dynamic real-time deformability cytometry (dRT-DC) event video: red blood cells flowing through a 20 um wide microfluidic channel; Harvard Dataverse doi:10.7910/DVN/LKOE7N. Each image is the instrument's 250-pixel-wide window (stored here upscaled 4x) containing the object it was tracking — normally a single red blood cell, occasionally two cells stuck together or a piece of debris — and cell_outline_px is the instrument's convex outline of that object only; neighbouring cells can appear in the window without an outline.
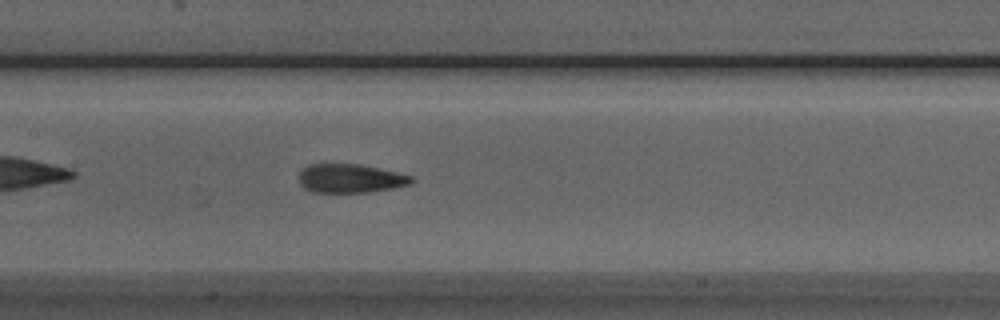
{"species": "Egyptian fruit bat (a non-hibernating species)", "species_latin": "Rousettus aegyptiacus", "temperature_condition": "room temperature", "stored_images_in_passage": 36, "camera_frame_rate_fps": 3000, "um_per_image_px": 0.085, "animal": {"sex": "male"}, "frame": {"image": 1, "passage_image": 9, "time_ms": 2.667, "image_size_px": [1000, 320], "cell_outline_px": [[416, 180], [412, 184], [396, 188], [368, 192], [312, 192], [304, 188], [300, 184], [300, 172], [308, 164], [360, 164], [396, 172], [412, 176]], "centroid_in_image_um": [29.82, 15.17], "position_along_channel_um": 177.6, "area_um2": 18.96}}
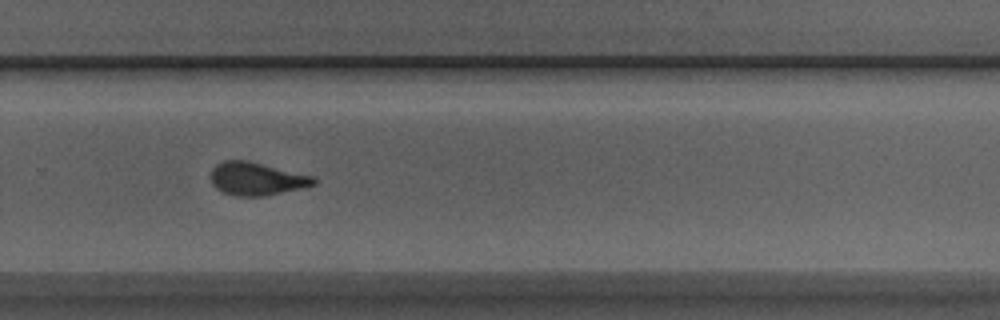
{"frame": {"image": 2, "passage_image": 19, "time_ms": 6.0, "image_size_px": [1000, 320], "cell_outline_px": [[316, 184], [304, 188], [264, 196], [236, 196], [224, 192], [216, 188], [212, 184], [212, 168], [216, 164], [224, 160], [248, 160], [312, 176], [316, 180]], "centroid_in_image_um": [21.81, 15.2], "position_along_channel_um": 308.0, "area_um2": 19.71}}
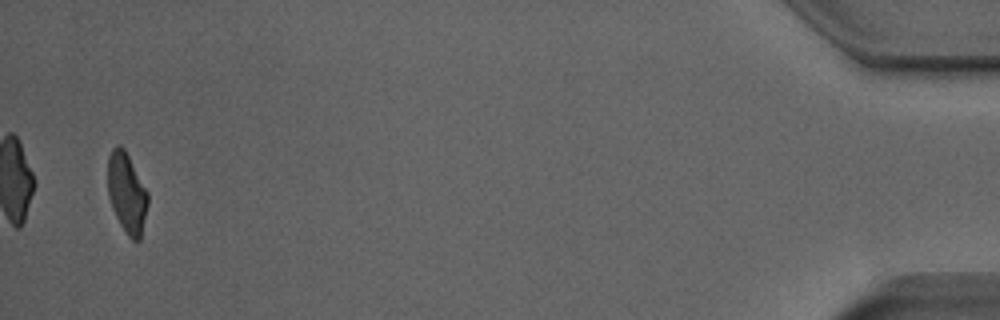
{"frame": {"image": 3, "passage_image": 35, "time_ms": 11.333, "image_size_px": [1000, 320], "cell_outline_px": [[148, 204], [140, 240], [132, 240], [128, 236], [120, 224], [112, 208], [108, 196], [108, 156], [112, 148], [116, 144], [120, 144], [124, 148], [148, 192]], "centroid_in_image_um": [10.77, 16.38], "position_along_channel_um": 424.4, "area_um2": 18.73}}